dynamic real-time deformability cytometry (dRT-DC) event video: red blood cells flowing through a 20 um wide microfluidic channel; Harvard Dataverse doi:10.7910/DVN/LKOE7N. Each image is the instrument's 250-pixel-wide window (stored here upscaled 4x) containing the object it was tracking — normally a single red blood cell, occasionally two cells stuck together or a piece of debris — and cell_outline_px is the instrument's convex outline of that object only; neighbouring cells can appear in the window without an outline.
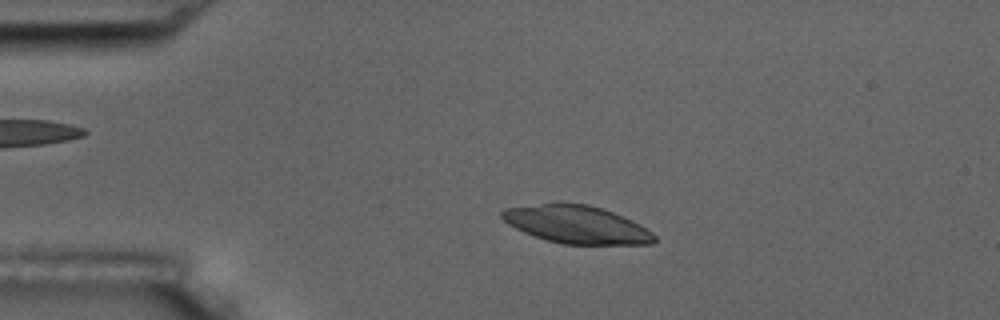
{"species": "common noctule bat (a hibernating species)", "species_latin": "Nyctalus noctula", "temperature_condition": "room temperature", "stored_images_in_passage": 4, "camera_frame_rate_fps": 3000, "um_per_image_px": 0.085, "animal": {"sex": "male", "body_mass_g": 17.5, "forearm_length_mm": 52.3}, "frame": {"image": 1, "passage_image": 3, "time_ms": 2.0, "image_size_px": [1000, 320], "cell_outline_px": [[656, 240], [652, 244], [564, 244], [548, 240], [524, 232], [508, 224], [500, 216], [500, 212], [504, 208], [552, 200], [560, 200], [588, 204], [612, 212], [632, 220], [640, 224], [652, 232], [656, 236]], "centroid_in_image_um": [48.96, 19.03], "position_along_channel_um": 36.0, "area_um2": 34.22}}